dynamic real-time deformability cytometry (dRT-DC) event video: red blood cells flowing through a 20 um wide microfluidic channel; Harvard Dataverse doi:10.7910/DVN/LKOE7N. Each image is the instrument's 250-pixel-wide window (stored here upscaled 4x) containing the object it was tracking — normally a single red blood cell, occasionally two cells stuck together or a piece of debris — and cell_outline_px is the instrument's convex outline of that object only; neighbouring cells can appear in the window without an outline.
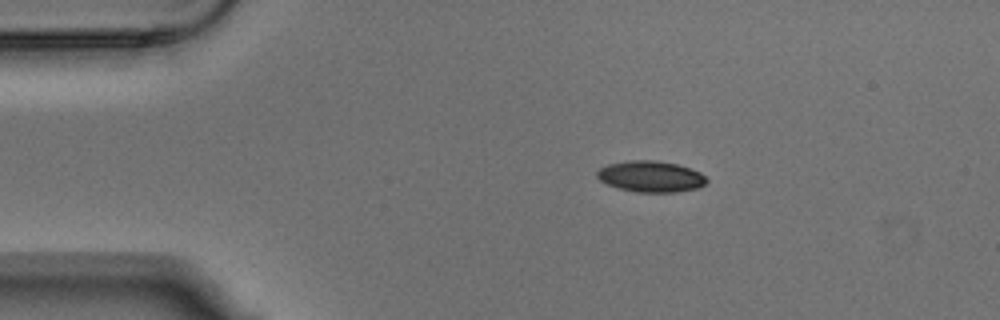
{"species": "Egyptian fruit bat (a non-hibernating species)", "species_latin": "Rousettus aegyptiacus", "temperature_condition": "warm", "stored_images_in_passage": 9, "camera_frame_rate_fps": 3000, "um_per_image_px": 0.085, "animal": {"sex": "male"}, "frame": {"image": 1, "passage_image": 1, "time_ms": 0.0, "image_size_px": [1000, 320], "cell_outline_px": [[708, 180], [700, 188], [676, 192], [636, 192], [620, 188], [608, 184], [600, 180], [596, 176], [596, 172], [600, 168], [608, 164], [628, 160], [656, 160], [676, 164], [700, 172]], "centroid_in_image_um": [55.31, 15.0], "position_along_channel_um": 29.7, "area_um2": 19.83}}
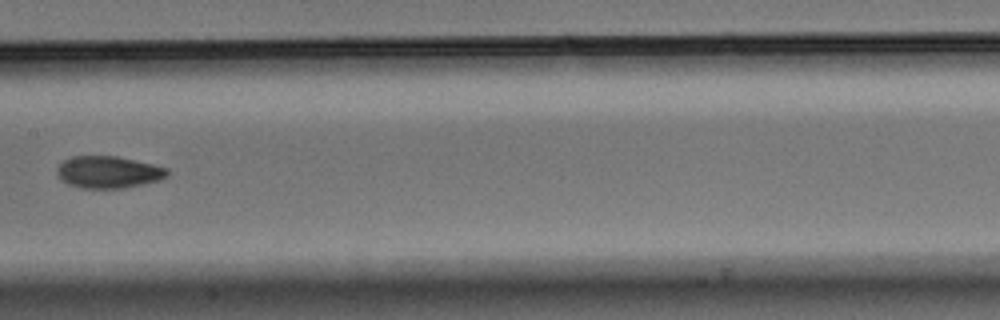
{"frame": {"image": 2, "passage_image": 6, "time_ms": 1.667, "image_size_px": [1000, 320], "cell_outline_px": [[168, 176], [160, 180], [124, 188], [80, 188], [68, 184], [60, 180], [56, 172], [60, 164], [64, 160], [72, 156], [116, 156], [152, 164], [168, 168]], "centroid_in_image_um": [9.2, 14.63], "position_along_channel_um": 198.2, "area_um2": 20.58}}
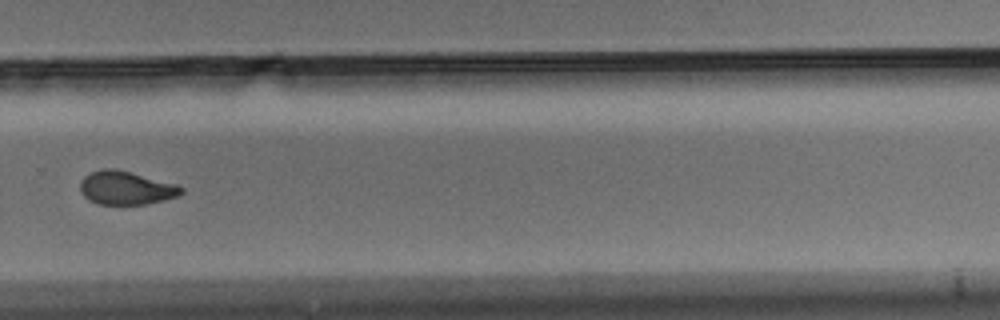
{"frame": {"image": 3, "passage_image": 9, "time_ms": 2.667, "image_size_px": [1000, 320], "cell_outline_px": [[184, 192], [176, 196], [144, 204], [100, 204], [88, 200], [80, 192], [80, 184], [84, 176], [92, 172], [104, 168], [116, 168], [176, 184], [184, 188]], "centroid_in_image_um": [10.68, 15.96], "position_along_channel_um": 319.1, "area_um2": 19.54}}